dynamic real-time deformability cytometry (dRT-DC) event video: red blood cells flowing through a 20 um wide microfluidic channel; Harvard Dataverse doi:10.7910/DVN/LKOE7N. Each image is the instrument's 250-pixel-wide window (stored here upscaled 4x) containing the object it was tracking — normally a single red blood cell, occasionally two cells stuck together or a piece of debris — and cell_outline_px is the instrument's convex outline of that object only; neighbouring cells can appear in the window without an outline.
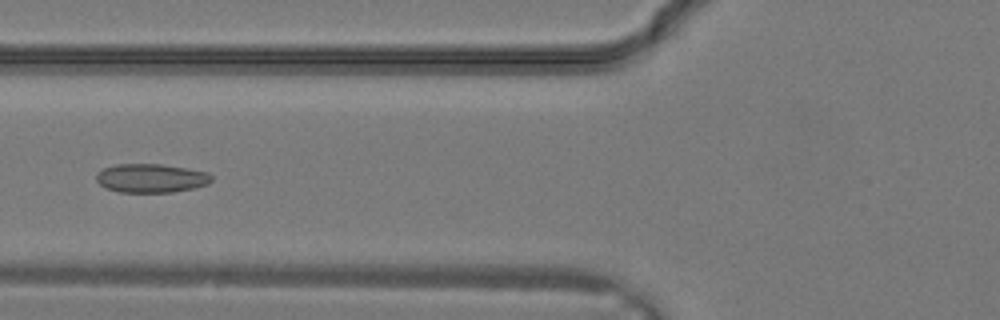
{"species": "common noctule bat (a hibernating species)", "species_latin": "Nyctalus noctula", "temperature_condition": "warm", "stored_images_in_passage": 18, "camera_frame_rate_fps": 3000, "um_per_image_px": 0.085, "animal": {"sex": "male", "body_mass_g": 19.2, "forearm_length_mm": 51.8}, "frame": {"image": 1, "passage_image": 13, "time_ms": 4.0, "image_size_px": [1000, 320], "cell_outline_px": [[212, 180], [208, 184], [192, 188], [172, 192], [120, 192], [104, 188], [96, 180], [96, 172], [104, 168], [116, 164], [160, 164], [208, 172], [212, 176]], "centroid_in_image_um": [12.81, 15.14], "position_along_channel_um": 113.0, "area_um2": 19.31}}
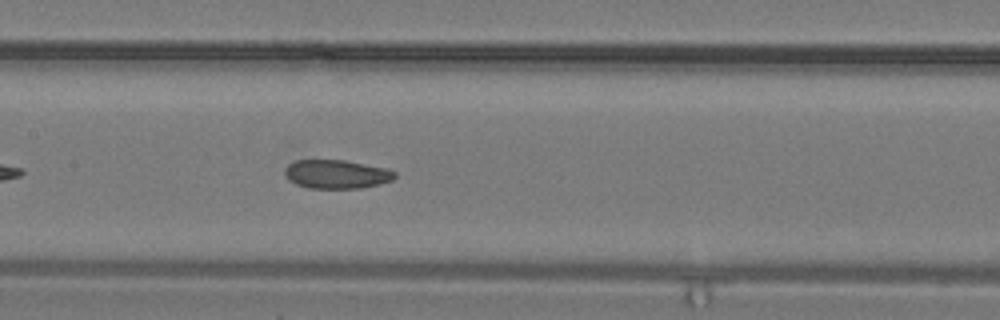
{"frame": {"image": 2, "passage_image": 16, "time_ms": 5.0, "image_size_px": [1000, 320], "cell_outline_px": [[396, 176], [392, 180], [360, 188], [308, 188], [296, 184], [288, 180], [284, 172], [284, 168], [288, 164], [296, 160], [344, 160], [388, 168], [396, 172]], "centroid_in_image_um": [28.58, 14.8], "position_along_channel_um": 178.8, "area_um2": 18.44}}
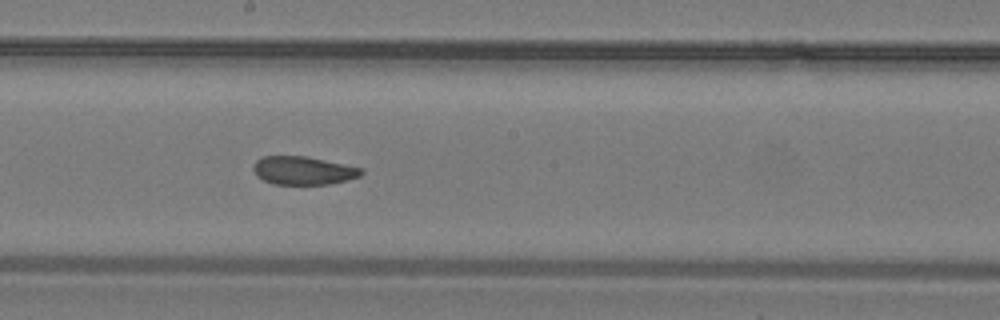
{"frame": {"image": 3, "passage_image": 18, "time_ms": 5.667, "image_size_px": [1000, 320], "cell_outline_px": [[364, 172], [360, 176], [348, 180], [328, 184], [272, 184], [256, 176], [252, 168], [252, 164], [256, 160], [264, 156], [308, 156], [364, 168]], "centroid_in_image_um": [25.78, 14.49], "position_along_channel_um": 222.4, "area_um2": 18.03}}